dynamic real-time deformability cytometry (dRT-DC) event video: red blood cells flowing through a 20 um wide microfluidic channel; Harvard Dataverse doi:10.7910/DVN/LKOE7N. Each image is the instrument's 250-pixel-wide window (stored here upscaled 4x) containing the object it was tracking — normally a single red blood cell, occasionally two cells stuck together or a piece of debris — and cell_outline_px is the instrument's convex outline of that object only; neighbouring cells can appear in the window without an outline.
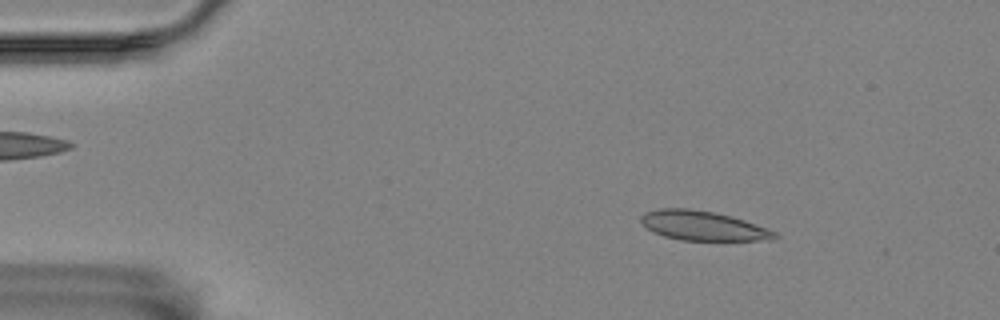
{"species": "Egyptian fruit bat (a non-hibernating species)", "species_latin": "Rousettus aegyptiacus", "temperature_condition": "room temperature", "stored_images_in_passage": 26, "camera_frame_rate_fps": 3000, "um_per_image_px": 0.085, "animal": {"sex": "female"}, "frame": {"image": 1, "passage_image": 8, "time_ms": 2.333, "image_size_px": [1000, 320], "cell_outline_px": [[780, 236], [768, 240], [680, 240], [664, 236], [648, 228], [640, 220], [640, 216], [644, 212], [660, 208], [688, 208], [712, 212], [732, 216], [768, 228], [776, 232]], "centroid_in_image_um": [59.76, 19.18], "position_along_channel_um": 25.2, "area_um2": 22.83}}
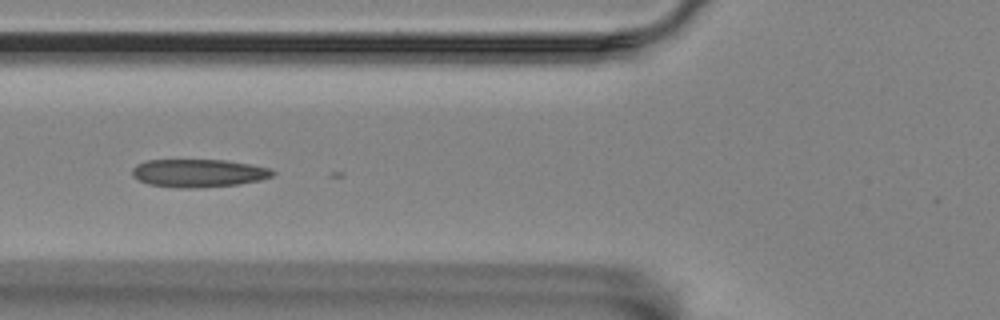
{"frame": {"image": 2, "passage_image": 21, "time_ms": 6.667, "image_size_px": [1000, 320], "cell_outline_px": [[276, 172], [272, 176], [260, 180], [240, 184], [192, 188], [180, 188], [148, 184], [132, 176], [132, 168], [136, 164], [148, 160], [224, 160], [248, 164], [268, 168]], "centroid_in_image_um": [16.85, 14.71], "position_along_channel_um": 109.0, "area_um2": 22.77}}
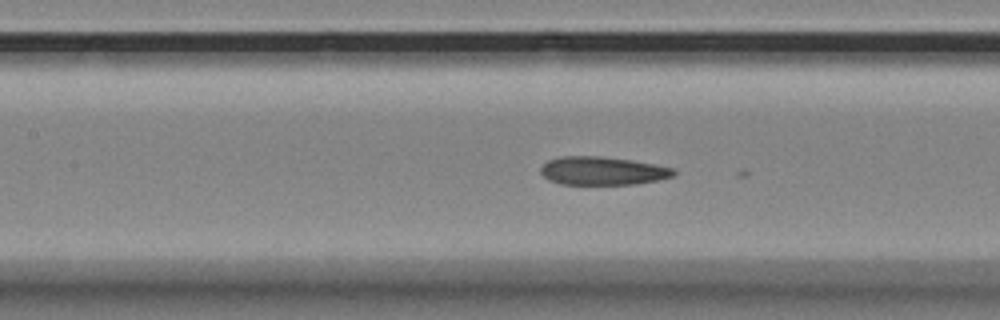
{"frame": {"image": 3, "passage_image": 25, "time_ms": 8.0, "image_size_px": [1000, 320], "cell_outline_px": [[676, 172], [672, 176], [656, 180], [636, 184], [560, 184], [548, 180], [540, 172], [540, 168], [548, 160], [560, 156], [600, 156], [632, 160], [656, 164], [676, 168]], "centroid_in_image_um": [51.21, 14.51], "position_along_channel_um": 156.2, "area_um2": 22.02}}